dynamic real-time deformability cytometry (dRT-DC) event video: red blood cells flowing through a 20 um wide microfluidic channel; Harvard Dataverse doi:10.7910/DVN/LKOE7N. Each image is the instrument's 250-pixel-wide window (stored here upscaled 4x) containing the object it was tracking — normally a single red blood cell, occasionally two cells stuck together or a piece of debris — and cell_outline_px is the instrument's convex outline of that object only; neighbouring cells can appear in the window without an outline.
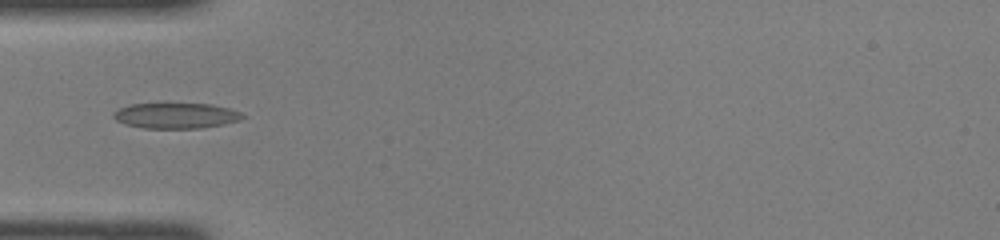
{"species": "common noctule bat (a hibernating species)", "species_latin": "Nyctalus noctula", "temperature_condition": "room temperature", "stored_images_in_passage": 30, "camera_frame_rate_fps": 3000, "um_per_image_px": 0.085, "animal": {"sex": "female", "body_mass_g": 22.0, "forearm_length_mm": 56.7}, "frame": {"image": 1, "passage_image": 1, "time_ms": 0.0, "image_size_px": [1000, 240], "cell_outline_px": [[244, 116], [240, 120], [224, 124], [200, 128], [144, 128], [124, 124], [116, 120], [112, 116], [112, 112], [128, 104], [212, 104], [228, 108], [240, 112]], "centroid_in_image_um": [14.92, 9.83], "position_along_channel_um": 70.1, "area_um2": 19.13}}
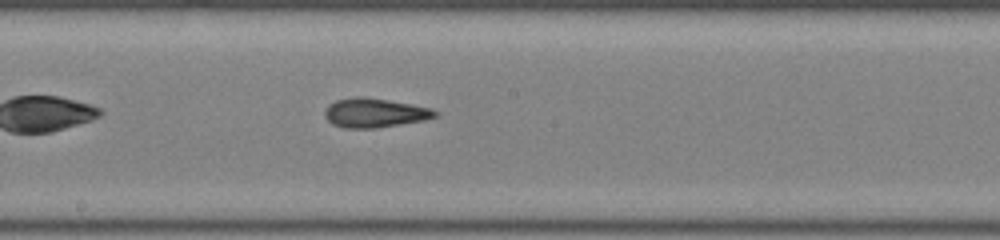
{"frame": {"image": 2, "passage_image": 11, "time_ms": 3.333, "image_size_px": [1000, 240], "cell_outline_px": [[440, 112], [436, 116], [424, 120], [376, 128], [344, 128], [332, 124], [324, 116], [324, 112], [328, 104], [336, 100], [356, 96], [360, 96], [388, 100], [412, 104], [432, 108]], "centroid_in_image_um": [31.84, 9.59], "position_along_channel_um": 216.4, "area_um2": 18.84}}
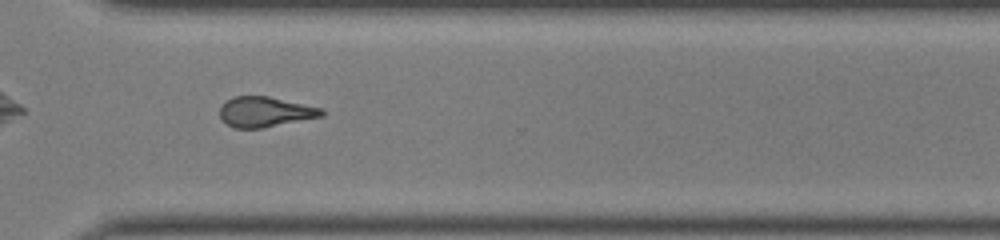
{"frame": {"image": 3, "passage_image": 20, "time_ms": 6.333, "image_size_px": [1000, 240], "cell_outline_px": [[324, 116], [260, 128], [232, 128], [220, 120], [220, 108], [232, 96], [268, 96], [324, 108]], "centroid_in_image_um": [22.53, 9.51], "position_along_channel_um": 348.1, "area_um2": 17.98}}